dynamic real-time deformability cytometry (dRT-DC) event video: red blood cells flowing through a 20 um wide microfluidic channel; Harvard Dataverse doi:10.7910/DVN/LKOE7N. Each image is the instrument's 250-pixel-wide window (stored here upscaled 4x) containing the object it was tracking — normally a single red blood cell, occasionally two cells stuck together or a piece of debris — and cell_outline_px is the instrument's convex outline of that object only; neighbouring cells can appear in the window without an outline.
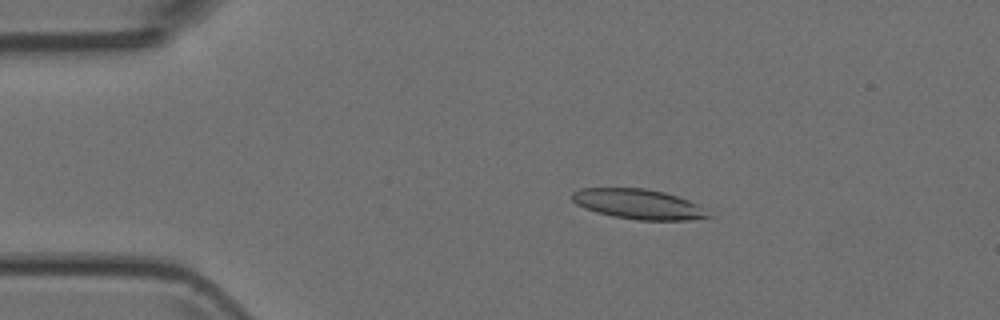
{"species": "Egyptian fruit bat (a non-hibernating species)", "species_latin": "Rousettus aegyptiacus", "temperature_condition": "room temperature", "stored_images_in_passage": 50, "camera_frame_rate_fps": 3000, "um_per_image_px": 0.085, "animal": {"sex": "female"}, "frame": {"image": 1, "passage_image": 9, "time_ms": 2.667, "image_size_px": [1000, 320], "cell_outline_px": [[712, 216], [684, 220], [640, 220], [612, 216], [596, 212], [584, 208], [576, 204], [572, 200], [572, 192], [580, 188], [644, 188], [664, 192], [700, 204]], "centroid_in_image_um": [54.24, 17.34], "position_along_channel_um": 30.8, "area_um2": 23.76}}
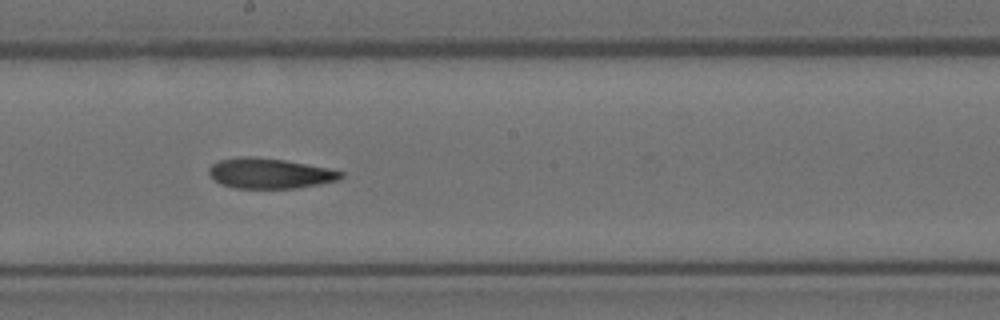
{"frame": {"image": 2, "passage_image": 27, "time_ms": 8.667, "image_size_px": [1000, 320], "cell_outline_px": [[344, 176], [340, 180], [320, 184], [296, 188], [236, 188], [220, 184], [208, 172], [208, 168], [212, 164], [220, 160], [240, 156], [252, 156], [284, 160], [328, 168], [344, 172]], "centroid_in_image_um": [22.95, 14.73], "position_along_channel_um": 225.3, "area_um2": 23.29}}
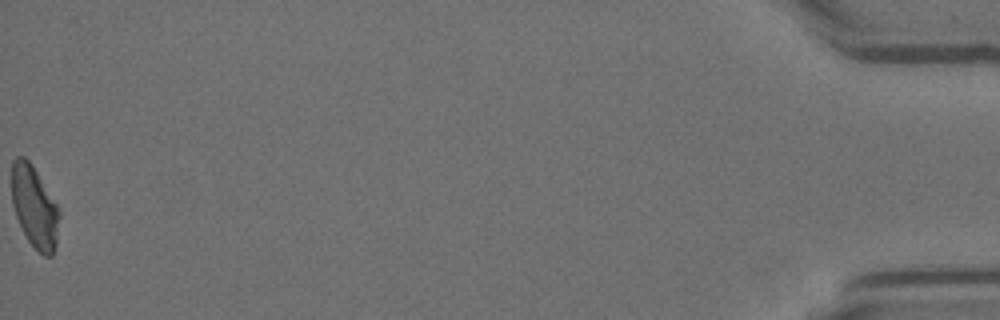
{"frame": {"image": 3, "passage_image": 50, "time_ms": 16.333, "image_size_px": [1000, 320], "cell_outline_px": [[60, 216], [56, 244], [52, 256], [44, 256], [28, 240], [16, 216], [12, 204], [12, 160], [16, 156], [24, 156], [32, 164], [56, 204], [60, 212]], "centroid_in_image_um": [2.93, 17.57], "position_along_channel_um": 432.3, "area_um2": 22.43}}